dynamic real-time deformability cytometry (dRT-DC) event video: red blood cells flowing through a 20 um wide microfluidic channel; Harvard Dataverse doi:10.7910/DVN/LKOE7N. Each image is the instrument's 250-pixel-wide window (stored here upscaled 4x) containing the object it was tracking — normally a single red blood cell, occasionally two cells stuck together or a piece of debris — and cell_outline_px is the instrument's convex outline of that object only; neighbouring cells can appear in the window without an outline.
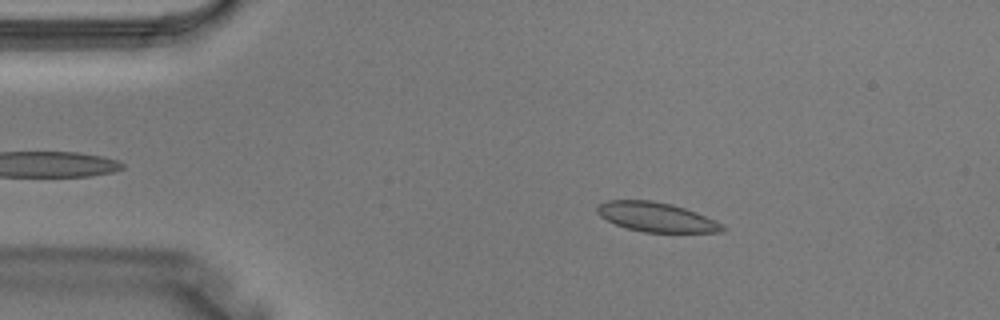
{"species": "Egyptian fruit bat (a non-hibernating species)", "species_latin": "Rousettus aegyptiacus", "temperature_condition": "warm", "stored_images_in_passage": 1, "camera_frame_rate_fps": 3000, "um_per_image_px": 0.085, "animal": {"sex": "male"}, "frame": {"image": 1, "passage_image": 1, "time_ms": 0.0, "image_size_px": [1000, 320], "cell_outline_px": [[724, 228], [720, 232], [644, 232], [628, 228], [616, 224], [600, 216], [596, 212], [596, 204], [608, 200], [652, 200], [672, 204], [696, 212], [724, 224]], "centroid_in_image_um": [55.76, 18.44], "position_along_channel_um": 29.2, "area_um2": 21.39}}